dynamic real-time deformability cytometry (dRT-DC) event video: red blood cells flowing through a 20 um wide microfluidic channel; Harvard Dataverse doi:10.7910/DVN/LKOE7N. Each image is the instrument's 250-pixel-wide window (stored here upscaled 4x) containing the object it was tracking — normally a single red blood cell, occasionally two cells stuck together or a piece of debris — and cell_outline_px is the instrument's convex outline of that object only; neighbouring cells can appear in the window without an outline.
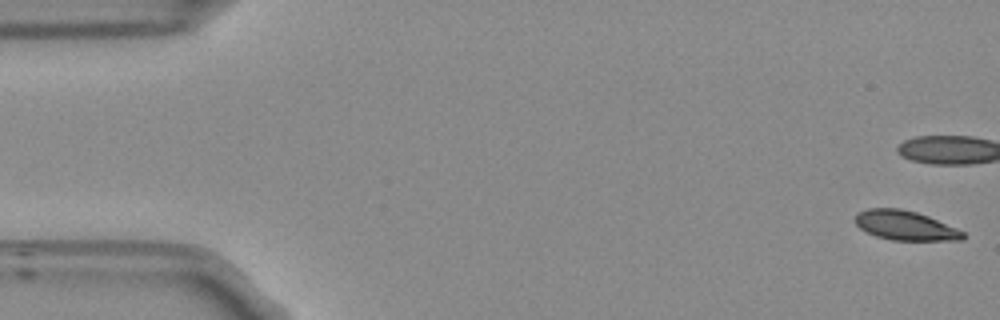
{"species": "Egyptian fruit bat (a non-hibernating species)", "species_latin": "Rousettus aegyptiacus", "temperature_condition": "room temperature", "stored_images_in_passage": 54, "camera_frame_rate_fps": 3000, "um_per_image_px": 0.085, "frame": {"image": 1, "passage_image": 1, "time_ms": 0.0, "image_size_px": [1000, 320], "cell_outline_px": [[964, 240], [892, 240], [876, 236], [860, 228], [856, 224], [856, 212], [868, 208], [900, 208], [916, 212], [928, 216], [956, 228], [964, 232]], "centroid_in_image_um": [76.93, 19.16], "position_along_channel_um": 8.1, "area_um2": 18.38}, "authors_computed_cell_mechanics": {"area_um2": 20.3167, "velocity_mm_per_s": 3.7298, "shape_relaxation_time_tau1_ms": 7.9657, "shape_relaxation_time_tau2_ms": 4.3383, "deformation_change_tau1": 0.1762, "deformation_change_tau2": 0.0832}}